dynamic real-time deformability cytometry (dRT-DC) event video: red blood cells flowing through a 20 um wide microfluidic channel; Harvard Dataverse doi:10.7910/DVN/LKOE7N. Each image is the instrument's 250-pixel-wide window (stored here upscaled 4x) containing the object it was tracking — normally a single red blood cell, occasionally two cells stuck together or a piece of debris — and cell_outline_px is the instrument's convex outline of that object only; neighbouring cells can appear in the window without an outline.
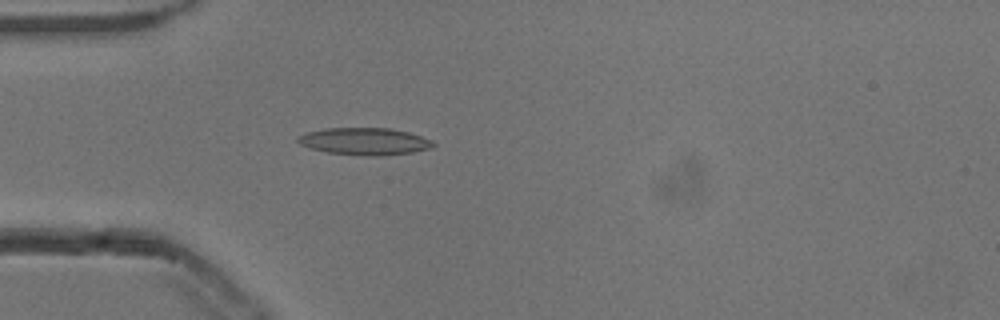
{"species": "common noctule bat (a hibernating species)", "species_latin": "Nyctalus noctula", "temperature_condition": "cold", "stored_images_in_passage": 40, "camera_frame_rate_fps": 3000, "um_per_image_px": 0.085, "animal": {"sex": "male", "body_mass_g": 13.3}, "frame": {"image": 1, "passage_image": 2, "time_ms": 0.333, "image_size_px": [1000, 320], "cell_outline_px": [[436, 144], [432, 148], [412, 152], [384, 156], [368, 156], [328, 152], [312, 148], [300, 144], [296, 140], [296, 136], [304, 132], [324, 128], [392, 128], [408, 132], [432, 140]], "centroid_in_image_um": [30.98, 12.01], "position_along_channel_um": 54.0, "area_um2": 21.56}}
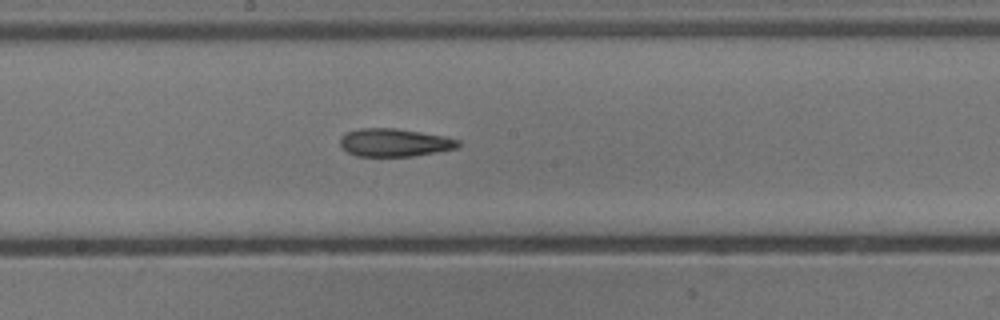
{"frame": {"image": 2, "passage_image": 15, "time_ms": 4.667, "image_size_px": [1000, 320], "cell_outline_px": [[460, 144], [456, 148], [436, 152], [412, 156], [356, 156], [340, 148], [340, 136], [348, 132], [360, 128], [396, 128], [444, 136], [460, 140]], "centroid_in_image_um": [33.5, 12.12], "position_along_channel_um": 214.7, "area_um2": 19.25}}
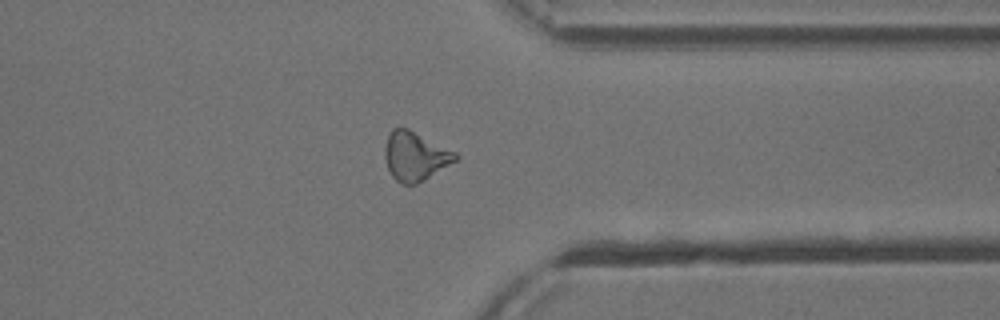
{"frame": {"image": 3, "passage_image": 28, "time_ms": 9.0, "image_size_px": [1000, 320], "cell_outline_px": [[460, 156], [456, 160], [416, 184], [404, 184], [396, 180], [392, 176], [388, 168], [384, 156], [384, 148], [388, 136], [392, 128], [408, 128], [456, 152]], "centroid_in_image_um": [35.27, 13.26], "position_along_channel_um": 376.1, "area_um2": 19.83}, "authors_computed_cell_mechanics": {"area_um2": 19.5364, "velocity_mm_per_s": 3.8502, "shape_relaxation_time_tau1_ms": null, "shape_relaxation_time_tau2_ms": 7.4527, "deformation_change_tau1": null, "deformation_change_tau2": 0.1973}}